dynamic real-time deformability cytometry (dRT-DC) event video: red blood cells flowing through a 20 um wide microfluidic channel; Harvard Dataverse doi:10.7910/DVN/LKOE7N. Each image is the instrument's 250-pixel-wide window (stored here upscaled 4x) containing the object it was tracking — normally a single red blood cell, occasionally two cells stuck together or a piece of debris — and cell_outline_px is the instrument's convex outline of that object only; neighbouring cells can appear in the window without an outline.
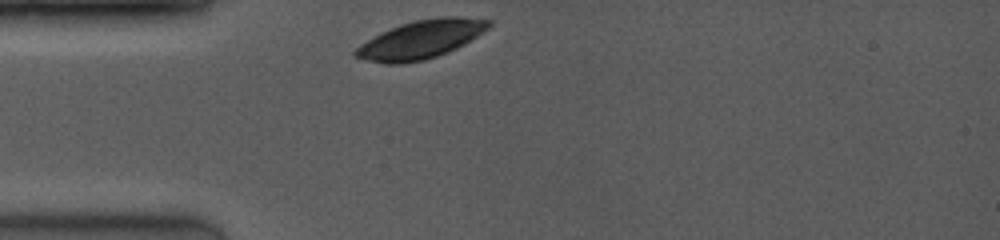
{"species": "common noctule bat (a hibernating species)", "species_latin": "Nyctalus noctula", "temperature_condition": "room temperature", "stored_images_in_passage": 5, "camera_frame_rate_fps": 4000, "um_per_image_px": 0.085, "animal": {"sex": "female", "body_mass_g": 19.0, "forearm_length_mm": 53.3}, "frame": {"image": 1, "passage_image": 1, "time_ms": 0.0, "image_size_px": [1000, 240], "cell_outline_px": [[492, 24], [488, 28], [464, 44], [448, 52], [424, 60], [404, 64], [384, 64], [352, 56], [352, 52], [360, 44], [392, 28], [416, 20], [440, 16], [452, 16], [492, 20]], "centroid_in_image_um": [35.77, 3.37], "position_along_channel_um": 49.2, "area_um2": 29.36}}
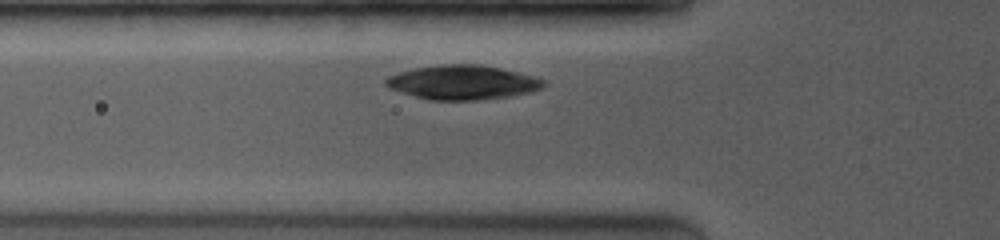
{"frame": {"image": 2, "passage_image": 3, "time_ms": 1.25, "image_size_px": [1000, 240], "cell_outline_px": [[544, 84], [540, 88], [528, 92], [512, 96], [480, 100], [428, 100], [400, 92], [384, 84], [384, 80], [400, 72], [416, 68], [440, 64], [480, 64], [500, 68], [532, 76], [544, 80]], "centroid_in_image_um": [39.31, 7.01], "position_along_channel_um": 86.5, "area_um2": 31.21}}